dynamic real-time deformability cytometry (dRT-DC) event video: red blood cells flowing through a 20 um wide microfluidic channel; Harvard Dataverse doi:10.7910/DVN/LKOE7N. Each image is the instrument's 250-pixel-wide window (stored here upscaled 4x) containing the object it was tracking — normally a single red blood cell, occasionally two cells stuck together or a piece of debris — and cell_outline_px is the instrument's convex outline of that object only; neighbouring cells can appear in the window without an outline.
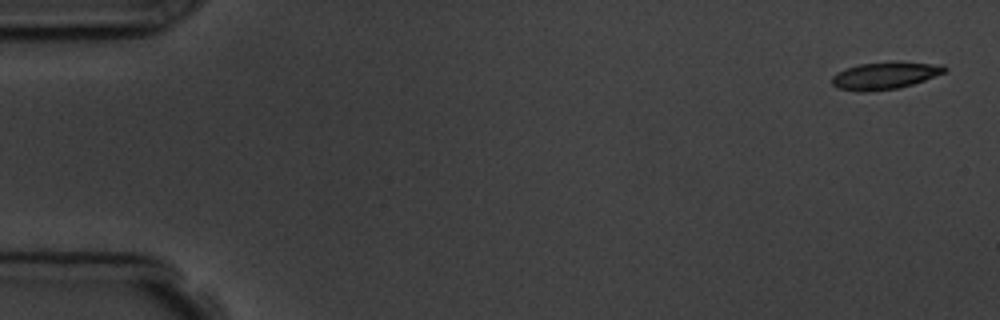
{"species": "common noctule bat (a hibernating species)", "species_latin": "Nyctalus noctula", "temperature_condition": "room temperature", "stored_images_in_passage": 5, "camera_frame_rate_fps": 3000, "um_per_image_px": 0.085, "animal": {"sex": "male", "body_mass_g": 19.5, "forearm_length_mm": 54.6}, "frame": {"image": 1, "passage_image": 1, "time_ms": 0.0, "image_size_px": [1000, 320], "cell_outline_px": [[948, 68], [944, 72], [924, 80], [900, 88], [868, 92], [860, 92], [840, 88], [832, 84], [832, 76], [848, 68], [860, 64], [944, 64]], "centroid_in_image_um": [75.2, 6.48], "position_along_channel_um": 9.8, "area_um2": 16.88}}
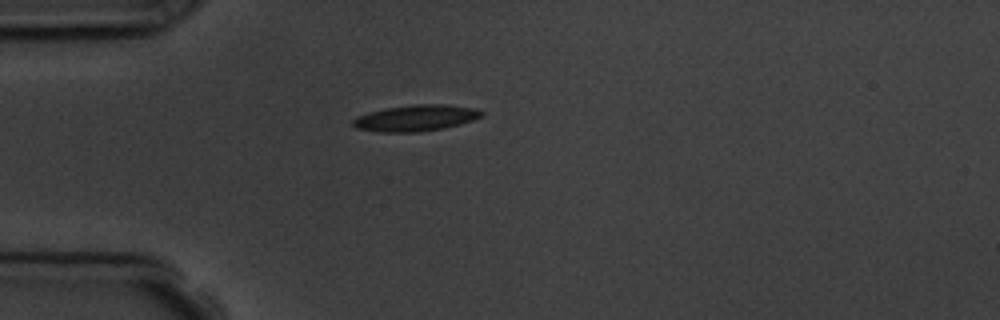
{"frame": {"image": 2, "passage_image": 4, "time_ms": 4.333, "image_size_px": [1000, 320], "cell_outline_px": [[484, 112], [480, 116], [472, 120], [460, 124], [444, 128], [420, 132], [376, 132], [356, 128], [352, 124], [352, 120], [356, 116], [368, 112], [384, 108], [412, 104], [448, 104], [476, 108]], "centroid_in_image_um": [35.31, 10.02], "position_along_channel_um": 49.7, "area_um2": 19.88}}